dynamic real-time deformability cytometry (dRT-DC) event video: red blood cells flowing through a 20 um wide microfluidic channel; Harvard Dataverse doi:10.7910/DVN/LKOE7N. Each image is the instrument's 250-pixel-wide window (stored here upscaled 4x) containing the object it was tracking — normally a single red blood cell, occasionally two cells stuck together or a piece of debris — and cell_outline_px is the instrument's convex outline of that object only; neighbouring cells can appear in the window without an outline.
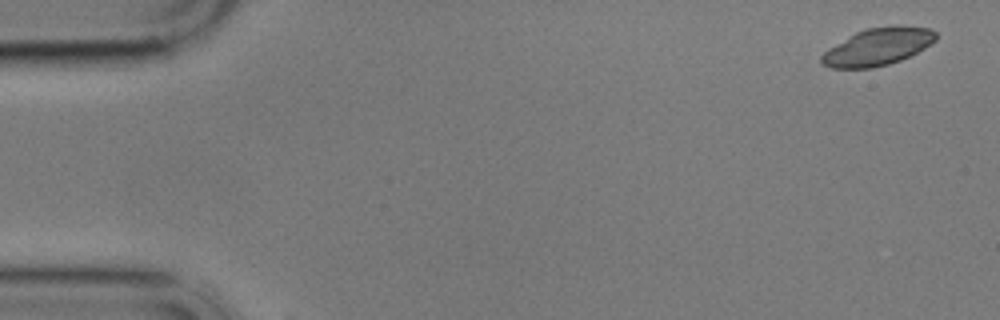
{"species": "common noctule bat (a hibernating species)", "species_latin": "Nyctalus noctula", "temperature_condition": "cold", "stored_images_in_passage": 2, "camera_frame_rate_fps": 3000, "um_per_image_px": 0.085, "animal": {"sex": "male", "body_mass_g": 17.9}, "frame": {"image": 1, "passage_image": 1, "time_ms": 0.0, "image_size_px": [1000, 320], "cell_outline_px": [[936, 40], [932, 44], [900, 60], [888, 64], [872, 68], [832, 68], [820, 64], [820, 56], [828, 48], [848, 36], [856, 32], [868, 28], [896, 24], [900, 24], [932, 28], [936, 32]], "centroid_in_image_um": [74.62, 3.95], "position_along_channel_um": 10.4, "area_um2": 25.14}}